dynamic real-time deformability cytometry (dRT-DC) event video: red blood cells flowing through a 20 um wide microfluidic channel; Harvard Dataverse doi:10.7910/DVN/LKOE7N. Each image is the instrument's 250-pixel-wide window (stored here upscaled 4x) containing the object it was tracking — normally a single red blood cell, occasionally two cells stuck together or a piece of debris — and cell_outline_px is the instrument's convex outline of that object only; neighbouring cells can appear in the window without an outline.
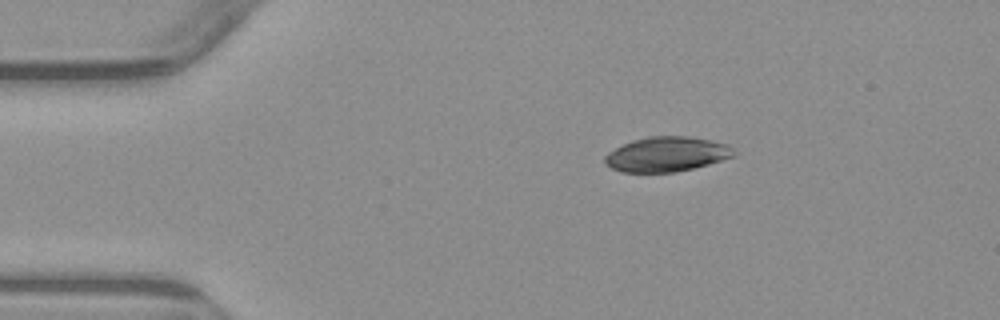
{"species": "common noctule bat (a hibernating species)", "species_latin": "Nyctalus noctula", "temperature_condition": "warm", "stored_images_in_passage": 5, "segment_of_instrument_passage": [2, 2], "camera_frame_rate_fps": 3000, "um_per_image_px": 0.085, "animal": {"sex": "male", "body_mass_g": 23.1, "forearm_length_mm": 52.7}, "frame": {"image": 1, "passage_image": 5, "time_ms": 8.0, "image_size_px": [1000, 320], "cell_outline_px": [[736, 156], [708, 164], [676, 172], [620, 172], [604, 164], [604, 156], [608, 152], [632, 140], [648, 136], [688, 136], [712, 140], [728, 144], [736, 152]], "centroid_in_image_um": [56.67, 13.1], "position_along_channel_um": 28.3, "area_um2": 26.3}}